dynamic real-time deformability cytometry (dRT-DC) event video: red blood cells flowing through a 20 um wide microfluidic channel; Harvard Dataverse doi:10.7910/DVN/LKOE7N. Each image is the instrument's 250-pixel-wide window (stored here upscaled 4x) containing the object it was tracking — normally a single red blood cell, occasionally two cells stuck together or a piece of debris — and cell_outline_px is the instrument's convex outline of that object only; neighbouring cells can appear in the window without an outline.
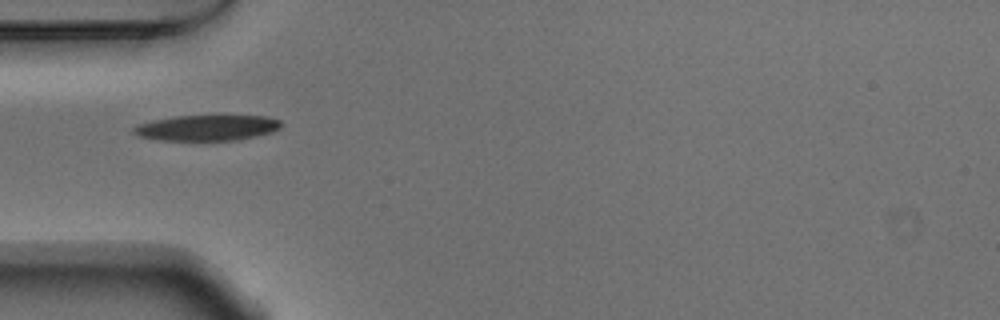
{"species": "Egyptian fruit bat (a non-hibernating species)", "species_latin": "Rousettus aegyptiacus", "temperature_condition": "warm", "stored_images_in_passage": 13, "camera_frame_rate_fps": 3000, "um_per_image_px": 0.085, "animal": {"sex": "male"}, "frame": {"image": 1, "passage_image": 1, "time_ms": 0.0, "image_size_px": [1000, 320], "cell_outline_px": [[280, 128], [272, 132], [240, 140], [160, 140], [136, 136], [132, 132], [132, 128], [140, 124], [152, 120], [176, 116], [220, 112], [264, 116], [280, 120]], "centroid_in_image_um": [17.63, 10.81], "position_along_channel_um": 67.4, "area_um2": 23.24}}
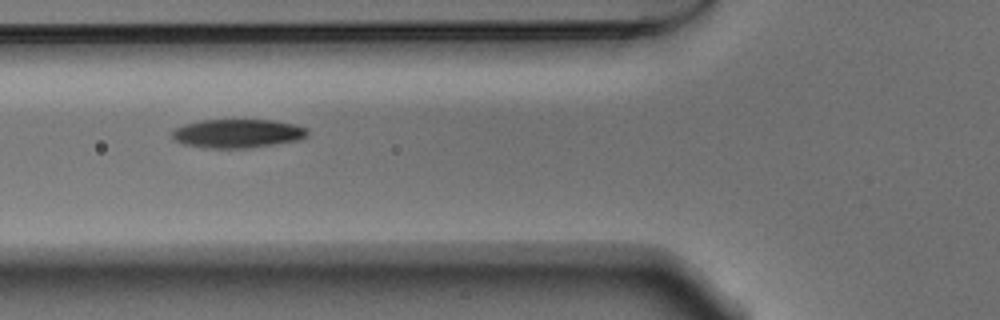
{"frame": {"image": 2, "passage_image": 4, "time_ms": 1.0, "image_size_px": [1000, 320], "cell_outline_px": [[308, 136], [300, 140], [248, 148], [212, 148], [184, 144], [176, 140], [172, 136], [172, 132], [176, 128], [184, 124], [200, 120], [276, 120], [296, 124], [308, 128]], "centroid_in_image_um": [20.26, 11.33], "position_along_channel_um": 105.5, "area_um2": 22.72}}